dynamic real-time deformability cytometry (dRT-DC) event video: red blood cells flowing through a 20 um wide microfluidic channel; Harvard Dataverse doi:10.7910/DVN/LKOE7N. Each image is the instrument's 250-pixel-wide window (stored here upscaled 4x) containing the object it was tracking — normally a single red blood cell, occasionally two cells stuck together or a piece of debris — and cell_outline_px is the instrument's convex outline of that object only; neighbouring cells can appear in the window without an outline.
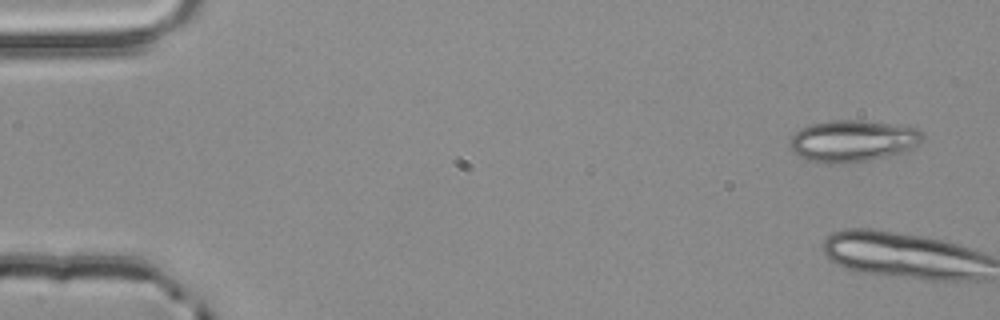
{"species": "common noctule bat (a hibernating species)", "species_latin": "Nyctalus noctula", "temperature_condition": "room temperature", "stored_images_in_passage": 6, "camera_frame_rate_fps": 3000, "um_per_image_px": 0.085, "animal": {"sex": "male", "body_mass_g": 20.4}, "frame": {"image": 1, "passage_image": 1, "time_ms": 0.0, "image_size_px": [1000, 320], "cell_outline_px": [[924, 140], [916, 148], [904, 152], [872, 160], [848, 164], [824, 164], [800, 156], [788, 144], [788, 140], [800, 128], [812, 124], [832, 120], [860, 120], [896, 124], [916, 128], [924, 132]], "centroid_in_image_um": [72.55, 11.99], "position_along_channel_um": 12.4, "area_um2": 32.77}}
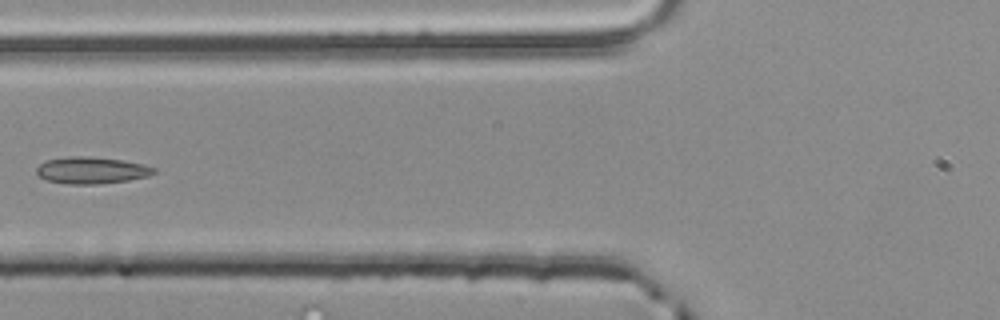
{"frame": {"image": 2, "passage_image": 6, "time_ms": 1.667, "image_size_px": [1000, 320], "cell_outline_px": [[156, 172], [148, 176], [128, 180], [96, 184], [68, 184], [48, 180], [40, 176], [36, 172], [36, 168], [44, 160], [72, 156], [88, 156], [120, 160], [144, 164], [156, 168]], "centroid_in_image_um": [7.78, 14.47], "position_along_channel_um": 118.0, "area_um2": 18.21}}